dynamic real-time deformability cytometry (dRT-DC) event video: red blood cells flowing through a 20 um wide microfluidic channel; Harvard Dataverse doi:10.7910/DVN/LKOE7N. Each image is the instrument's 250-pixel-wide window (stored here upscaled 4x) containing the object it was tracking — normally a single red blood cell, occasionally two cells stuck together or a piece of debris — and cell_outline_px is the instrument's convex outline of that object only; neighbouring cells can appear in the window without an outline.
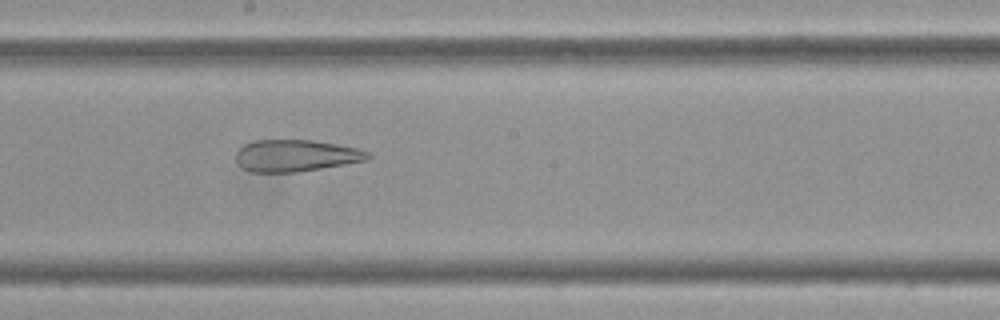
{"species": "Egyptian fruit bat (a non-hibernating species)", "species_latin": "Rousettus aegyptiacus", "temperature_condition": "cold", "stored_images_in_passage": 58, "camera_frame_rate_fps": 3000, "um_per_image_px": 0.085, "frame": {"image": 1, "passage_image": 32, "time_ms": 10.333, "image_size_px": [1000, 320], "cell_outline_px": [[372, 156], [368, 160], [296, 172], [252, 172], [244, 168], [236, 160], [236, 152], [244, 144], [256, 140], [312, 140], [336, 144], [356, 148], [368, 152]], "centroid_in_image_um": [25.14, 13.22], "position_along_channel_um": 223.1, "area_um2": 24.22}}
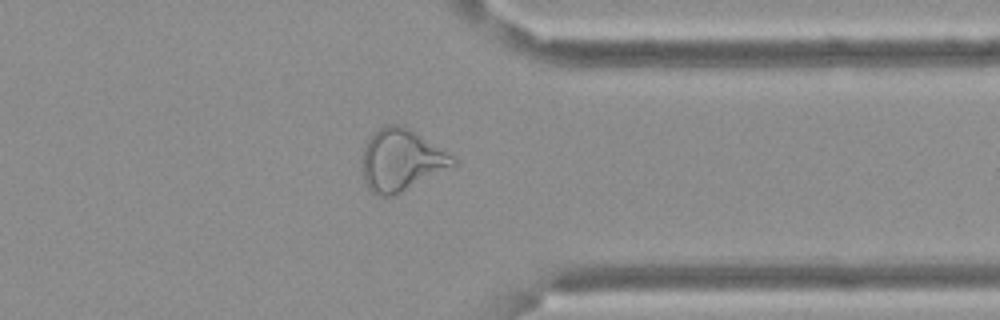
{"frame": {"image": 2, "passage_image": 46, "time_ms": 15.0, "image_size_px": [1000, 320], "cell_outline_px": [[456, 164], [392, 196], [376, 196], [368, 188], [364, 180], [360, 168], [360, 160], [364, 148], [372, 132], [388, 124], [396, 124], [408, 128], [452, 156], [456, 160]], "centroid_in_image_um": [34.0, 13.62], "position_along_channel_um": 377.4, "area_um2": 32.19}}
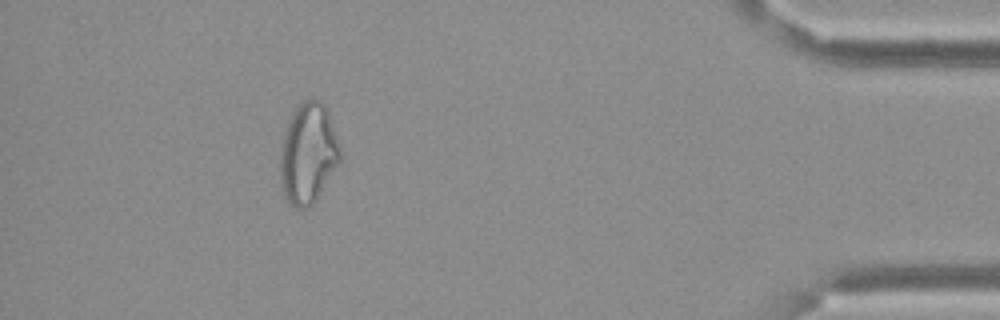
{"frame": {"image": 3, "passage_image": 53, "time_ms": 17.333, "image_size_px": [1000, 320], "cell_outline_px": [[340, 160], [312, 204], [308, 208], [296, 208], [288, 200], [284, 192], [280, 176], [280, 148], [284, 132], [288, 120], [300, 100], [320, 100], [328, 108], [340, 152]], "centroid_in_image_um": [26.16, 12.99], "position_along_channel_um": 409.0, "area_um2": 34.62}}